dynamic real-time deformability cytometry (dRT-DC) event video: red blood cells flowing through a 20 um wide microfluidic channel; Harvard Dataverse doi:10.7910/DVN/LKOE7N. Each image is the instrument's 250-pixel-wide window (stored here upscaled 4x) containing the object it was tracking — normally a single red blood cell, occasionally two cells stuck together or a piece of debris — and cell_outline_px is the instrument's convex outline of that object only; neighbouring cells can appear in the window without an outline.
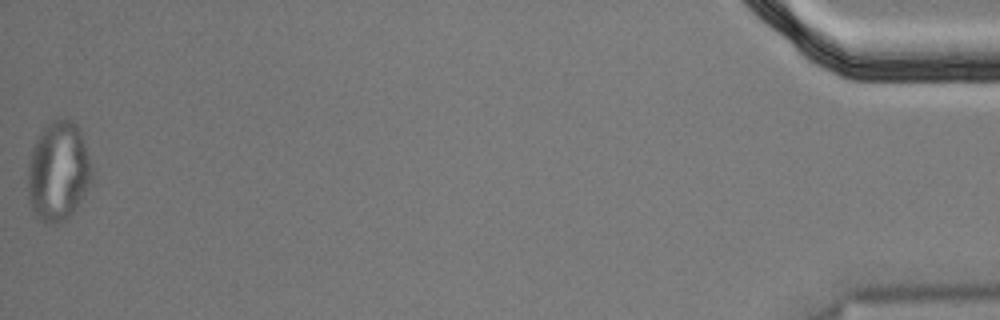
{"species": "Egyptian fruit bat (a non-hibernating species)", "species_latin": "Rousettus aegyptiacus", "temperature_condition": "cold", "stored_images_in_passage": 58, "segment_of_instrument_passage": [2, 2], "camera_frame_rate_fps": 3000, "um_per_image_px": 0.085, "animal": {"sex": "male"}, "frame": {"image": 1, "passage_image": 58, "time_ms": 19.0, "image_size_px": [1000, 320], "cell_outline_px": [[92, 180], [84, 196], [72, 212], [64, 220], [56, 224], [52, 224], [36, 216], [28, 200], [28, 160], [32, 148], [40, 132], [48, 124], [56, 120], [72, 120], [76, 124], [80, 132], [92, 168]], "centroid_in_image_um": [4.94, 14.58], "position_along_channel_um": 430.3, "area_um2": 36.7}}